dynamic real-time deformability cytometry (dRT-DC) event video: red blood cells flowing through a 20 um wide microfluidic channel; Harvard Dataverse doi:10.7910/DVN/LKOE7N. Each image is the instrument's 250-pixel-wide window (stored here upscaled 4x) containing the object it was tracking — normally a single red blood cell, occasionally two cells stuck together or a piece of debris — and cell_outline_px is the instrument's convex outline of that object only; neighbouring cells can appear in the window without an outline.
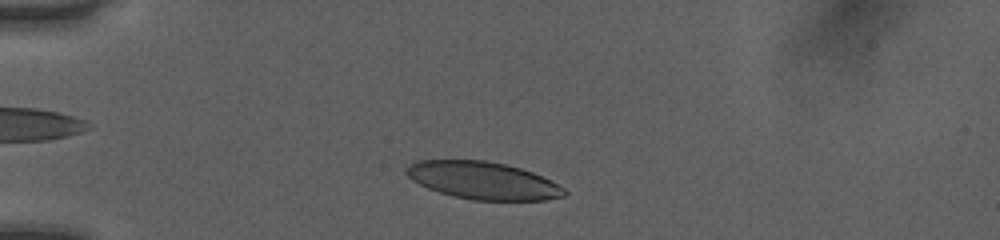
{"species": "human", "species_latin": "Homo sapiens", "temperature_condition": "room temperature", "stored_images_in_passage": 37, "camera_frame_rate_fps": 3000, "um_per_image_px": 0.085, "donor": {"sex": "female"}, "frame": {"image": 1, "passage_image": 4, "time_ms": 1.0, "image_size_px": [1000, 240], "cell_outline_px": [[568, 192], [564, 196], [544, 200], [472, 200], [440, 192], [428, 188], [412, 180], [404, 172], [408, 164], [420, 160], [484, 160], [504, 164], [520, 168], [532, 172], [564, 188]], "centroid_in_image_um": [41.02, 15.34], "position_along_channel_um": 44.0, "area_um2": 34.16}}
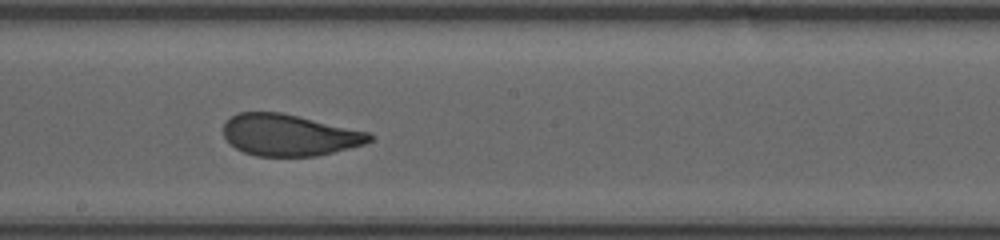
{"frame": {"image": 2, "passage_image": 20, "time_ms": 6.333, "image_size_px": [1000, 240], "cell_outline_px": [[372, 140], [364, 144], [316, 156], [256, 156], [244, 152], [236, 148], [224, 136], [224, 124], [232, 116], [240, 112], [280, 112], [368, 132], [372, 136]], "centroid_in_image_um": [24.57, 11.48], "position_along_channel_um": 223.6, "area_um2": 34.85}}
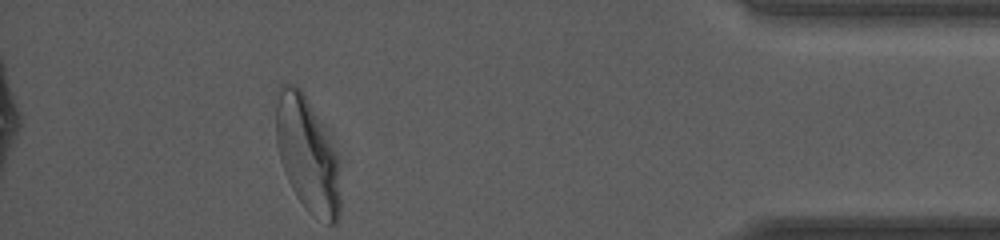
{"frame": {"image": 3, "passage_image": 37, "time_ms": 12.0, "image_size_px": [1000, 240], "cell_outline_px": [[340, 216], [336, 224], [328, 224], [312, 216], [308, 212], [292, 188], [284, 172], [280, 160], [276, 144], [276, 88], [280, 84], [296, 84], [304, 92], [336, 160], [340, 196]], "centroid_in_image_um": [26.06, 13.16], "position_along_channel_um": 409.1, "area_um2": 42.08}, "authors_computed_cell_mechanics": {"area_um2": 36.4718, "velocity_mm_per_s": 4.0505, "shape_relaxation_time_tau1_ms": 3.7021, "shape_relaxation_time_tau2_ms": 0.7178, "deformation_change_tau1": 0.1494, "deformation_change_tau2": 0.065}}